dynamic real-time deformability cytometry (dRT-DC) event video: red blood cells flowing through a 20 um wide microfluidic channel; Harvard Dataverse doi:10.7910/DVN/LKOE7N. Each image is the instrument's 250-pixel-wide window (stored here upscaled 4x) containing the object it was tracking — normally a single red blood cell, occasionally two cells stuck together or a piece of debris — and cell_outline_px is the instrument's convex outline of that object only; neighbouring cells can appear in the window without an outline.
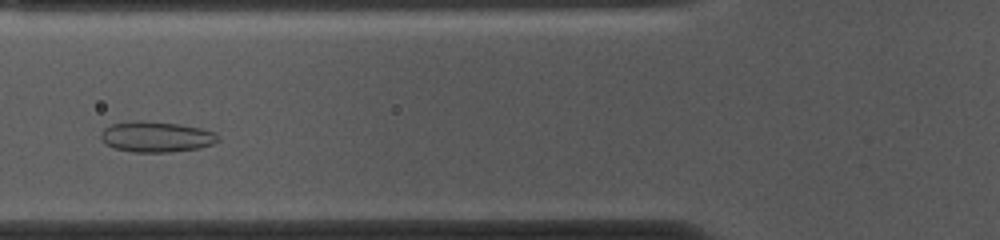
{"species": "common noctule bat (a hibernating species)", "species_latin": "Nyctalus noctula", "temperature_condition": "cold", "stored_images_in_passage": 38, "camera_frame_rate_fps": 3000, "um_per_image_px": 0.085, "animal": {"sex": "female", "body_mass_g": 10.0, "forearm_length_mm": 53.1}, "frame": {"image": 1, "passage_image": 14, "time_ms": 4.333, "image_size_px": [1000, 240], "cell_outline_px": [[220, 140], [212, 144], [200, 148], [168, 152], [136, 152], [116, 148], [104, 144], [100, 140], [100, 132], [104, 128], [112, 124], [136, 120], [144, 120], [180, 124], [200, 128], [216, 132], [220, 136]], "centroid_in_image_um": [13.29, 11.62], "position_along_channel_um": 112.5, "area_um2": 21.15}}
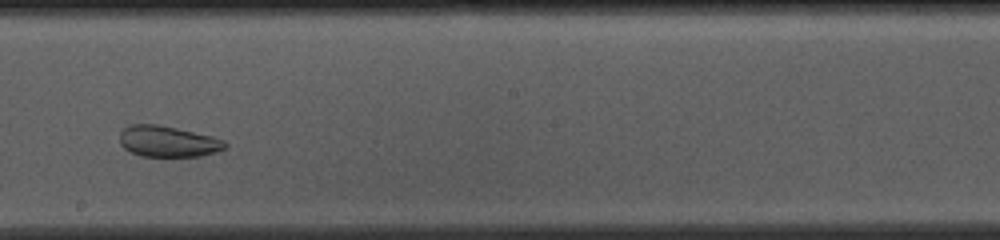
{"frame": {"image": 2, "passage_image": 24, "time_ms": 7.667, "image_size_px": [1000, 240], "cell_outline_px": [[228, 148], [216, 152], [200, 156], [140, 156], [124, 148], [120, 144], [120, 132], [128, 124], [156, 124], [176, 128], [212, 136], [224, 140], [228, 144]], "centroid_in_image_um": [14.29, 12.02], "position_along_channel_um": 233.9, "area_um2": 19.13}}
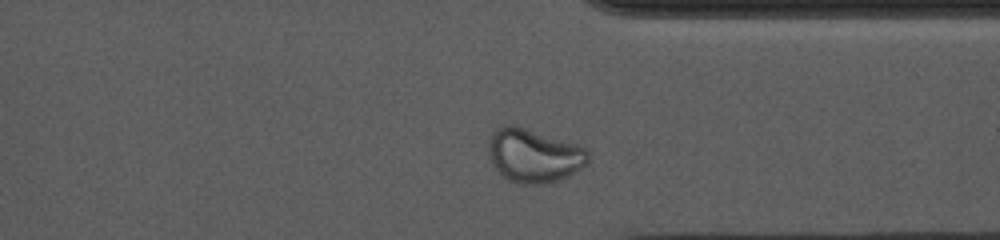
{"frame": {"image": 3, "passage_image": 35, "time_ms": 11.333, "image_size_px": [1000, 240], "cell_outline_px": [[588, 164], [568, 176], [544, 184], [524, 184], [508, 180], [492, 164], [488, 156], [488, 140], [492, 132], [496, 128], [504, 124], [512, 124], [576, 144], [584, 148], [588, 152]], "centroid_in_image_um": [45.34, 13.21], "position_along_channel_um": 366.1, "area_um2": 31.04}}